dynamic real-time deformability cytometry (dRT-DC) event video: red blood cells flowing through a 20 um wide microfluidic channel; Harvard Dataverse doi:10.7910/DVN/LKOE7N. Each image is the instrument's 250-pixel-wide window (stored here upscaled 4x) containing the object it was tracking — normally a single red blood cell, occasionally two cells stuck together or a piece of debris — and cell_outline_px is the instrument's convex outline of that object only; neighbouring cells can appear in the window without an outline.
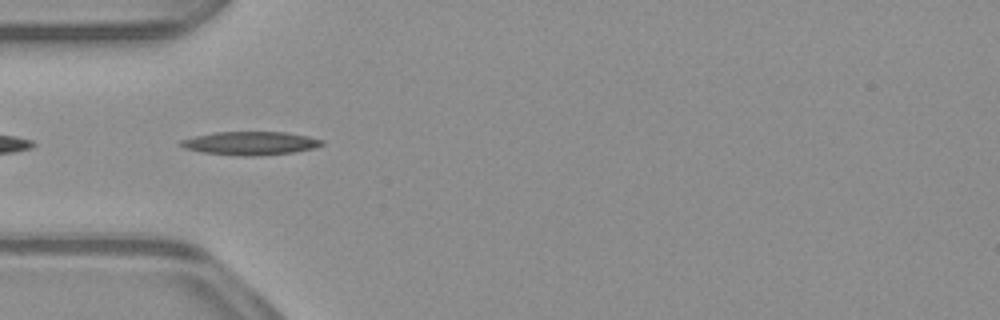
{"species": "common noctule bat (a hibernating species)", "species_latin": "Nyctalus noctula", "temperature_condition": "warm", "stored_images_in_passage": 41, "camera_frame_rate_fps": 3000, "um_per_image_px": 0.085, "animal": {"sex": "male", "body_mass_g": 23.1, "forearm_length_mm": 52.7}, "frame": {"image": 1, "passage_image": 6, "time_ms": 1.667, "image_size_px": [1000, 320], "cell_outline_px": [[324, 144], [316, 148], [292, 152], [256, 156], [244, 156], [200, 152], [184, 148], [176, 144], [180, 140], [212, 132], [284, 132], [308, 136], [324, 140]], "centroid_in_image_um": [21.26, 12.17], "position_along_channel_um": 63.7, "area_um2": 19.36}}
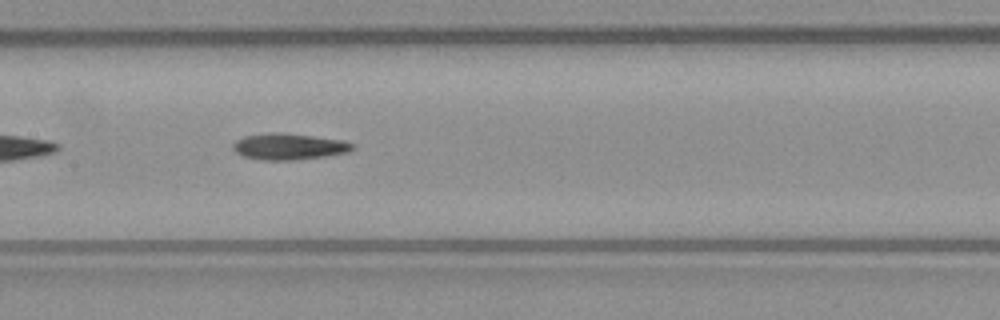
{"frame": {"image": 2, "passage_image": 15, "time_ms": 4.667, "image_size_px": [1000, 320], "cell_outline_px": [[356, 148], [348, 152], [324, 156], [292, 160], [260, 160], [244, 156], [236, 152], [232, 148], [232, 144], [236, 140], [244, 136], [268, 132], [312, 136], [344, 140], [356, 144]], "centroid_in_image_um": [24.57, 12.46], "position_along_channel_um": 182.8, "area_um2": 18.26}}
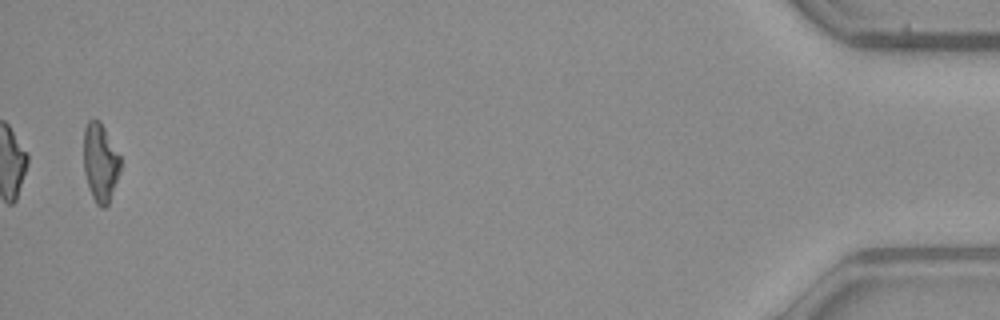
{"frame": {"image": 3, "passage_image": 41, "time_ms": 13.333, "image_size_px": [1000, 320], "cell_outline_px": [[120, 172], [108, 204], [104, 208], [100, 208], [96, 204], [88, 188], [84, 172], [84, 128], [88, 120], [100, 120], [120, 156]], "centroid_in_image_um": [8.52, 13.83], "position_along_channel_um": 426.7, "area_um2": 16.82}, "authors_computed_cell_mechanics": {"area_um2": 17.7446, "velocity_mm_per_s": 3.9574, "shape_relaxation_time_tau1_ms": null, "shape_relaxation_time_tau2_ms": 8.6409, "deformation_change_tau1": null, "deformation_change_tau2": 0.2132}}